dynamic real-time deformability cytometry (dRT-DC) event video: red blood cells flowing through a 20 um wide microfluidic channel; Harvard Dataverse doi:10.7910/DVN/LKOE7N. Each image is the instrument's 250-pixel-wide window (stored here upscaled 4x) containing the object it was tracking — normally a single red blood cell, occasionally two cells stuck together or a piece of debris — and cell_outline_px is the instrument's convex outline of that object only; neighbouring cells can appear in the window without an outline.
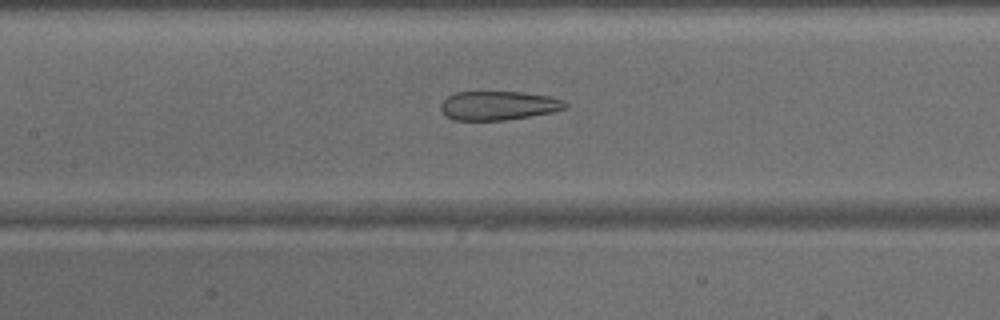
{"species": "common noctule bat (a hibernating species)", "species_latin": "Nyctalus noctula", "temperature_condition": "warm", "stored_images_in_passage": 19, "camera_frame_rate_fps": 3000, "um_per_image_px": 0.085, "animal": {"sex": "male", "body_mass_g": 15.6}, "frame": {"image": 1, "passage_image": 14, "time_ms": 4.333, "image_size_px": [1000, 320], "cell_outline_px": [[568, 108], [552, 112], [504, 120], [452, 120], [444, 116], [440, 108], [440, 104], [448, 96], [456, 92], [520, 92], [552, 96], [568, 104]], "centroid_in_image_um": [42.34, 8.97], "position_along_channel_um": 165.1, "area_um2": 21.04}}